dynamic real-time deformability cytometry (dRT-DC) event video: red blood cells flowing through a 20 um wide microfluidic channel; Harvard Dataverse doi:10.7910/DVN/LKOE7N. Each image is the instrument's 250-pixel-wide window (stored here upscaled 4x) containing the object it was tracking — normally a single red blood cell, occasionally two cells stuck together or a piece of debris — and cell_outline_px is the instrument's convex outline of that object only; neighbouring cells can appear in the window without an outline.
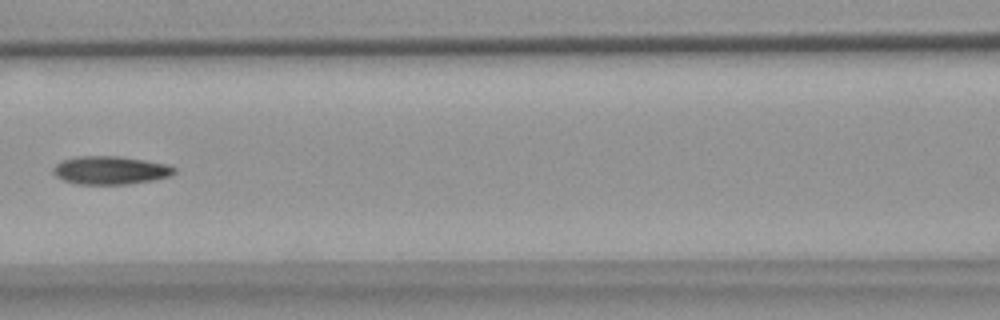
{"species": "common noctule bat (a hibernating species)", "species_latin": "Nyctalus noctula", "temperature_condition": "warm", "stored_images_in_passage": 9, "camera_frame_rate_fps": 3000, "um_per_image_px": 0.085, "animal": {"sex": "female", "body_mass_g": 18.4}, "frame": {"image": 1, "passage_image": 7, "time_ms": 7.333, "image_size_px": [1000, 320], "cell_outline_px": [[176, 172], [172, 176], [152, 180], [128, 184], [76, 184], [64, 180], [56, 176], [52, 172], [52, 168], [56, 164], [64, 160], [76, 156], [120, 156], [168, 164], [176, 168]], "centroid_in_image_um": [9.4, 14.47], "position_along_channel_um": 157.2, "area_um2": 20.0}}
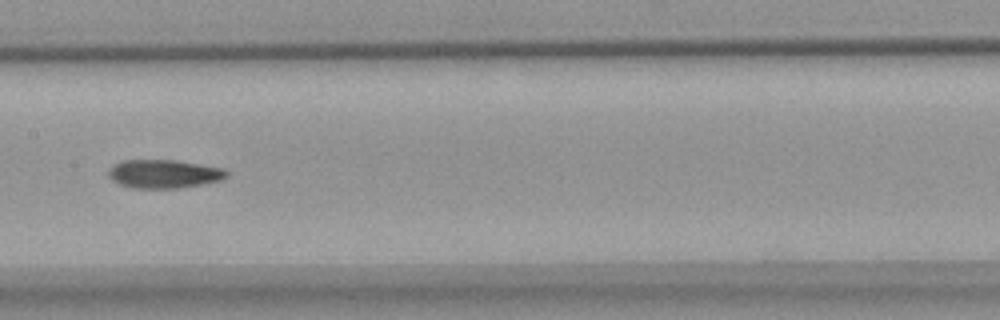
{"frame": {"image": 2, "passage_image": 8, "time_ms": 8.333, "image_size_px": [1000, 320], "cell_outline_px": [[228, 176], [220, 180], [204, 184], [180, 188], [132, 188], [120, 184], [112, 180], [108, 176], [108, 168], [112, 164], [120, 160], [176, 160], [224, 168], [228, 172]], "centroid_in_image_um": [13.91, 14.77], "position_along_channel_um": 193.5, "area_um2": 19.88}}
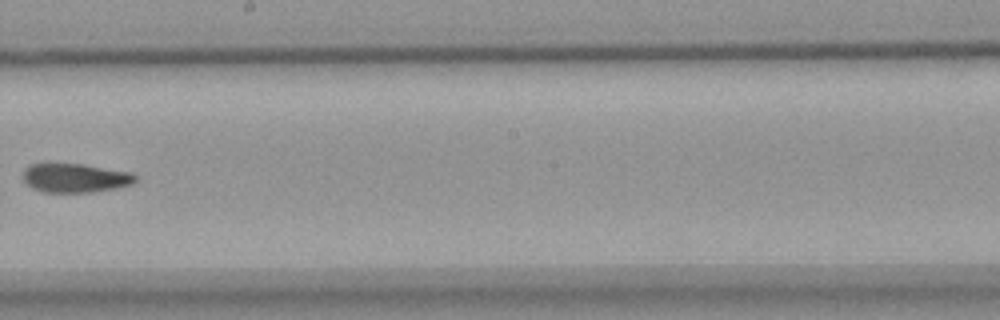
{"frame": {"image": 3, "passage_image": 9, "time_ms": 9.667, "image_size_px": [1000, 320], "cell_outline_px": [[140, 180], [132, 184], [116, 188], [92, 192], [44, 192], [32, 188], [24, 184], [24, 172], [28, 164], [84, 164], [132, 172], [140, 176]], "centroid_in_image_um": [6.46, 15.13], "position_along_channel_um": 241.7, "area_um2": 19.25}}